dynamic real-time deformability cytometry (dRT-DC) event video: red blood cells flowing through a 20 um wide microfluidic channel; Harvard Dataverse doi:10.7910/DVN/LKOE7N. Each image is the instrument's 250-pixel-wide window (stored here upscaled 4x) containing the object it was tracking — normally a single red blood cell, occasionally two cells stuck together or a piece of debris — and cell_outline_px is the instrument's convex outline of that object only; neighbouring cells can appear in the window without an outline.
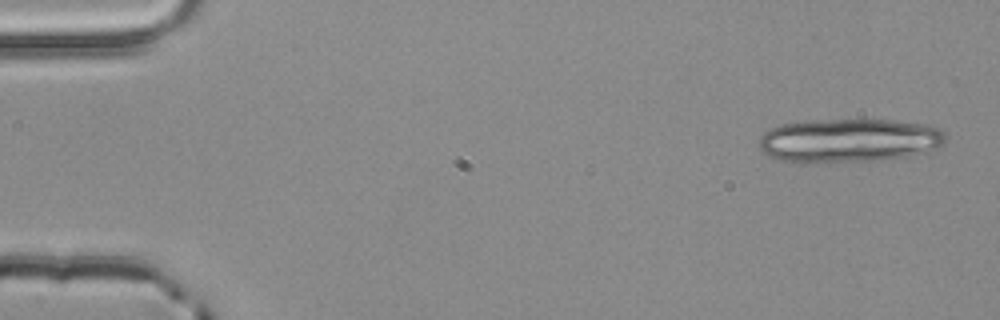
{"species": "common noctule bat (a hibernating species)", "species_latin": "Nyctalus noctula", "temperature_condition": "room temperature", "stored_images_in_passage": 4, "segment_of_instrument_passage": [2, 2], "camera_frame_rate_fps": 3000, "um_per_image_px": 0.085, "animal": {"sex": "male", "body_mass_g": 20.4}, "frame": {"image": 1, "passage_image": 4, "time_ms": 1.0, "image_size_px": [1000, 320], "cell_outline_px": [[948, 140], [944, 144], [936, 148], [924, 152], [908, 156], [880, 160], [780, 160], [768, 156], [760, 148], [760, 136], [768, 128], [780, 124], [800, 120], [892, 120], [924, 124], [940, 128], [948, 136]], "centroid_in_image_um": [72.21, 11.89], "position_along_channel_um": 12.8, "area_um2": 47.05}}